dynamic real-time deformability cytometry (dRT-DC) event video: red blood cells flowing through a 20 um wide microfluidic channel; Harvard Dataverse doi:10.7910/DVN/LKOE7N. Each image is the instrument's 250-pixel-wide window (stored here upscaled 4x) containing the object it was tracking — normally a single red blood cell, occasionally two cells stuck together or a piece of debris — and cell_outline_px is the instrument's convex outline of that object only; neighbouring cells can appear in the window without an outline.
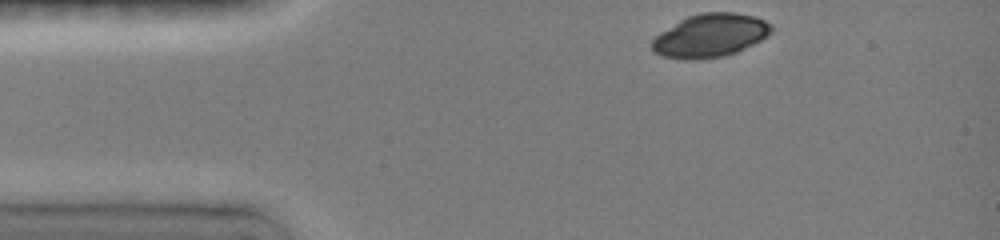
{"species": "common noctule bat (a hibernating species)", "species_latin": "Nyctalus noctula", "temperature_condition": "room temperature", "stored_images_in_passage": 39, "camera_frame_rate_fps": 3000, "um_per_image_px": 0.085, "animal": {"sex": "female", "body_mass_g": 19.0, "forearm_length_mm": 51.5}, "frame": {"image": 1, "passage_image": 1, "time_ms": 0.0, "image_size_px": [1000, 240], "cell_outline_px": [[772, 32], [760, 40], [736, 52], [724, 56], [688, 60], [664, 56], [656, 52], [652, 48], [652, 40], [660, 32], [680, 20], [688, 16], [700, 12], [732, 12], [752, 16], [764, 20], [772, 24]], "centroid_in_image_um": [60.37, 3.01], "position_along_channel_um": 24.6, "area_um2": 29.77}}
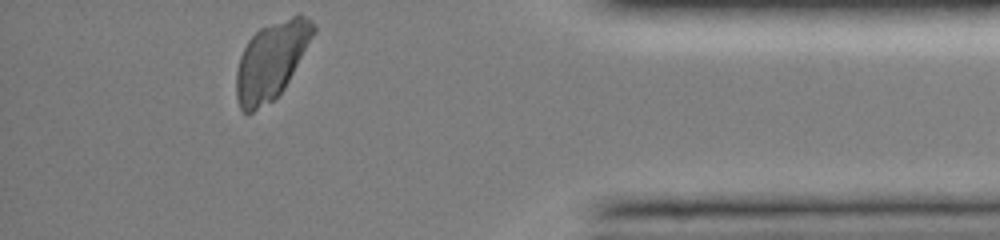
{"frame": {"image": 2, "passage_image": 38, "time_ms": 11.667, "image_size_px": [1000, 240], "cell_outline_px": [[316, 32], [284, 88], [272, 100], [252, 112], [244, 112], [240, 108], [236, 96], [236, 72], [240, 56], [248, 40], [260, 28], [300, 12], [312, 20], [316, 28]], "centroid_in_image_um": [23.08, 5.11], "position_along_channel_um": 412.1, "area_um2": 34.51}}